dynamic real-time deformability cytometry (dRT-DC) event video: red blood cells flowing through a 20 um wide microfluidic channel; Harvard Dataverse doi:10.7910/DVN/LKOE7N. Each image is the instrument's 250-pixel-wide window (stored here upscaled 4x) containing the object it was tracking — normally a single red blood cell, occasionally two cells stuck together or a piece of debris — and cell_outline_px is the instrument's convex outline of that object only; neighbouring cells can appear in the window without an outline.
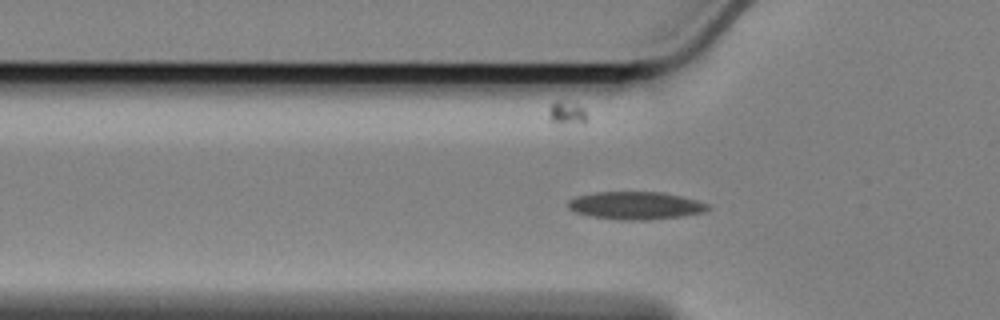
{"species": "Egyptian fruit bat (a non-hibernating species)", "species_latin": "Rousettus aegyptiacus", "temperature_condition": "cold", "stored_images_in_passage": 52, "camera_frame_rate_fps": 3000, "um_per_image_px": 0.085, "animal": {"sex": "female"}, "frame": {"image": 1, "passage_image": 17, "time_ms": 5.333, "image_size_px": [1000, 320], "cell_outline_px": [[712, 208], [704, 212], [684, 216], [648, 220], [628, 220], [588, 216], [576, 212], [568, 208], [568, 200], [576, 196], [596, 192], [660, 192], [680, 196], [696, 200], [708, 204]], "centroid_in_image_um": [54.03, 17.47], "position_along_channel_um": 71.8, "area_um2": 22.6}}
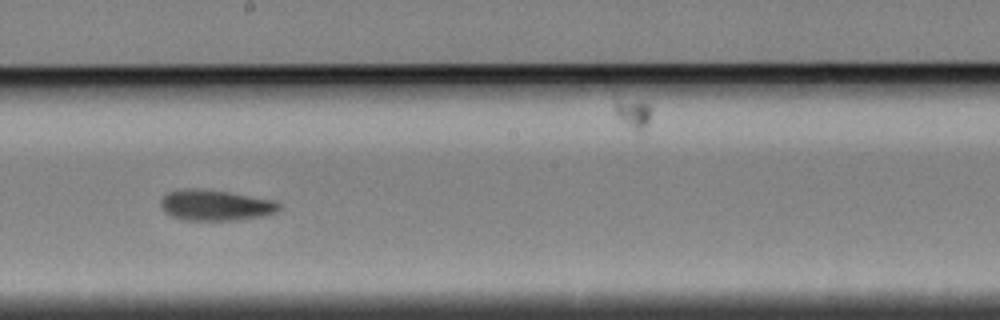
{"frame": {"image": 2, "passage_image": 31, "time_ms": 10.0, "image_size_px": [1000, 320], "cell_outline_px": [[280, 208], [276, 212], [264, 216], [236, 220], [184, 220], [172, 216], [164, 212], [160, 204], [160, 200], [168, 192], [184, 188], [200, 188], [228, 192], [276, 200], [280, 204]], "centroid_in_image_um": [18.31, 17.44], "position_along_channel_um": 229.9, "area_um2": 21.39}}
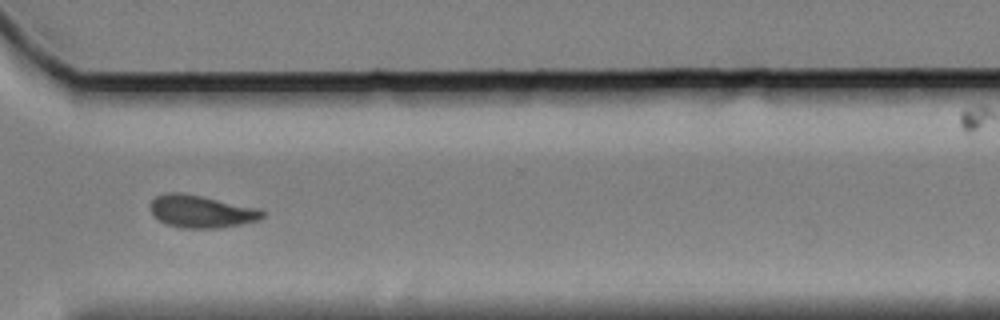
{"frame": {"image": 3, "passage_image": 42, "time_ms": 13.667, "image_size_px": [1000, 320], "cell_outline_px": [[268, 212], [260, 220], [220, 228], [180, 228], [164, 224], [152, 216], [152, 200], [156, 196], [168, 192], [184, 192], [260, 208]], "centroid_in_image_um": [17.14, 17.97], "position_along_channel_um": 353.5, "area_um2": 21.62}, "authors_computed_cell_mechanics": {"area_um2": 20.8947, "velocity_mm_per_s": 3.3697, "shape_relaxation_time_tau1_ms": 5.6407, "shape_relaxation_time_tau2_ms": 3.4003, "deformation_change_tau1": 0.1487, "deformation_change_tau2": 0.0967}}